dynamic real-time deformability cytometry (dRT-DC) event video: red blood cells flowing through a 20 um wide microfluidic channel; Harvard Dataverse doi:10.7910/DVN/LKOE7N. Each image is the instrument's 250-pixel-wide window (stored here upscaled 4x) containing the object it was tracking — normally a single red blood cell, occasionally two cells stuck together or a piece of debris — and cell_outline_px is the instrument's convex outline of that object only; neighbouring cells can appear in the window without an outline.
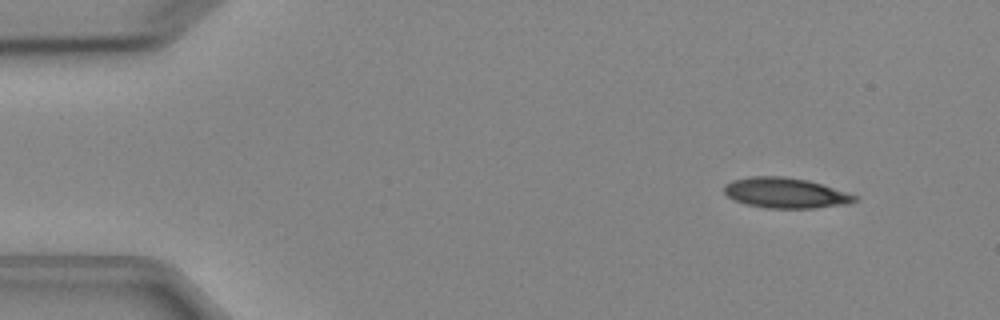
{"species": "Egyptian fruit bat (a non-hibernating species)", "species_latin": "Rousettus aegyptiacus", "temperature_condition": "cold", "stored_images_in_passage": 4, "camera_frame_rate_fps": 3000, "um_per_image_px": 0.085, "animal": {"sex": "female"}, "frame": {"image": 1, "passage_image": 2, "time_ms": 1.333, "image_size_px": [1000, 320], "cell_outline_px": [[860, 200], [848, 204], [816, 208], [768, 208], [748, 204], [736, 200], [728, 196], [724, 192], [724, 184], [732, 180], [748, 176], [784, 176], [808, 180], [860, 196]], "centroid_in_image_um": [66.82, 16.39], "position_along_channel_um": 18.2, "area_um2": 23.24}}
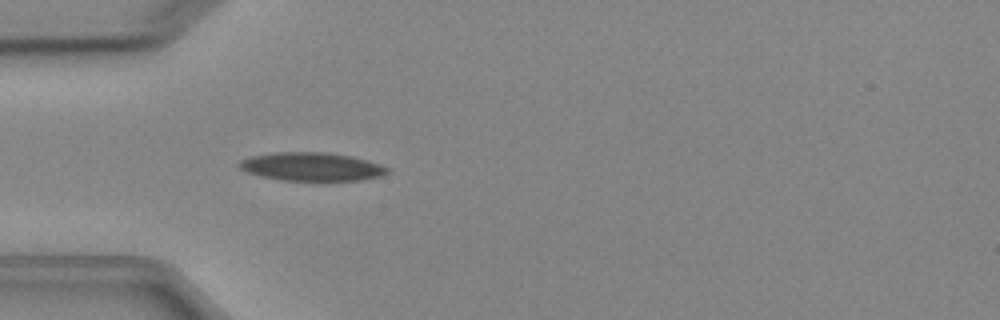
{"frame": {"image": 2, "passage_image": 4, "time_ms": 4.667, "image_size_px": [1000, 320], "cell_outline_px": [[392, 168], [388, 172], [380, 176], [360, 180], [284, 180], [260, 176], [248, 172], [240, 168], [236, 164], [240, 160], [252, 156], [276, 152], [324, 152], [352, 156], [380, 164]], "centroid_in_image_um": [26.5, 14.16], "position_along_channel_um": 58.5, "area_um2": 24.39}}